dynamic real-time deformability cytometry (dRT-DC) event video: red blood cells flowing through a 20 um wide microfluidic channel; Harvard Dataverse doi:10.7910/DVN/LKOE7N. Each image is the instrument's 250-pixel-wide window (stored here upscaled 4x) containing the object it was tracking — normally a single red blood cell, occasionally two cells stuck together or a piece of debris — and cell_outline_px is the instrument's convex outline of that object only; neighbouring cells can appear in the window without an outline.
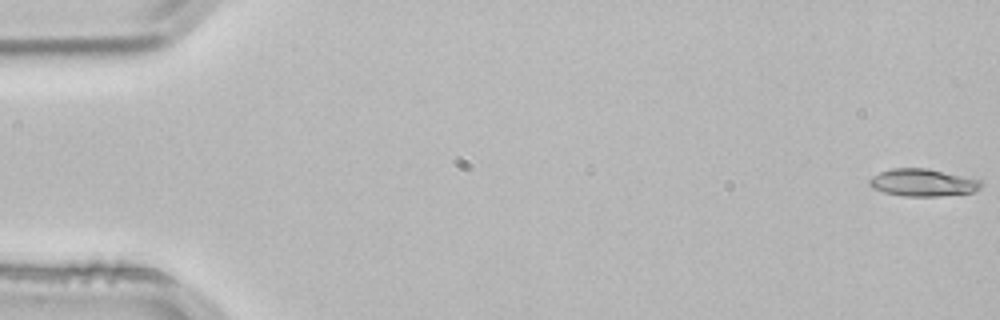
{"species": "common noctule bat (a hibernating species)", "species_latin": "Nyctalus noctula", "temperature_condition": "room temperature", "stored_images_in_passage": 53, "camera_frame_rate_fps": 3000, "um_per_image_px": 0.085, "animal": {"sex": "male", "body_mass_g": 21.5, "forearm_length_mm": 52.0}, "frame": {"image": 1, "passage_image": 1, "time_ms": 0.0, "image_size_px": [1000, 320], "cell_outline_px": [[984, 184], [980, 188], [972, 192], [940, 196], [904, 196], [884, 192], [872, 188], [868, 184], [868, 180], [872, 176], [880, 172], [892, 168], [928, 168], [980, 180]], "centroid_in_image_um": [78.41, 15.52], "position_along_channel_um": 6.6, "area_um2": 17.8}}
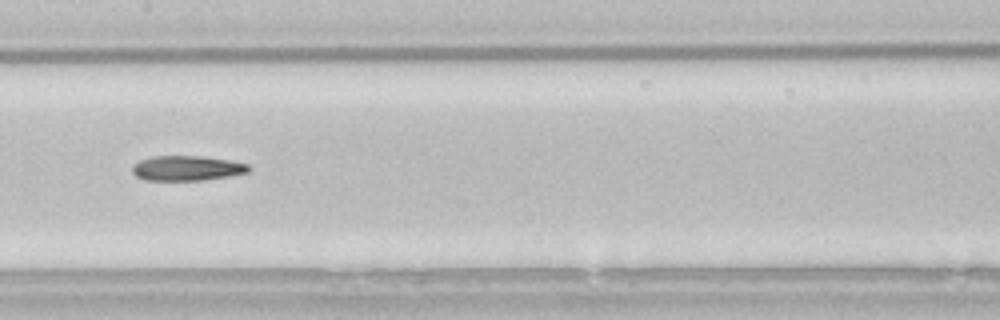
{"frame": {"image": 2, "passage_image": 27, "time_ms": 8.667, "image_size_px": [1000, 320], "cell_outline_px": [[248, 172], [228, 176], [204, 180], [144, 180], [136, 176], [132, 172], [132, 164], [140, 160], [152, 156], [200, 156], [228, 160], [248, 164]], "centroid_in_image_um": [15.82, 14.29], "position_along_channel_um": 191.6, "area_um2": 16.82}}
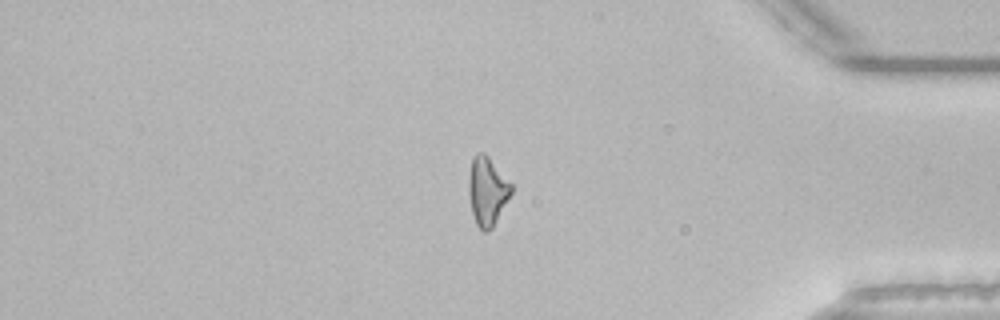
{"frame": {"image": 3, "passage_image": 45, "time_ms": 14.667, "image_size_px": [1000, 320], "cell_outline_px": [[512, 192], [492, 228], [488, 232], [484, 232], [476, 224], [472, 212], [468, 192], [468, 180], [472, 156], [476, 152], [484, 152], [488, 156], [512, 184]], "centroid_in_image_um": [41.4, 16.22], "position_along_channel_um": 393.8, "area_um2": 16.99}, "authors_computed_cell_mechanics": {"area_um2": 17.2822, "velocity_mm_per_s": 3.8564, "shape_relaxation_time_tau1_ms": 6.9726, "shape_relaxation_time_tau2_ms": null, "deformation_change_tau1": 0.2243, "deformation_change_tau2": null}}